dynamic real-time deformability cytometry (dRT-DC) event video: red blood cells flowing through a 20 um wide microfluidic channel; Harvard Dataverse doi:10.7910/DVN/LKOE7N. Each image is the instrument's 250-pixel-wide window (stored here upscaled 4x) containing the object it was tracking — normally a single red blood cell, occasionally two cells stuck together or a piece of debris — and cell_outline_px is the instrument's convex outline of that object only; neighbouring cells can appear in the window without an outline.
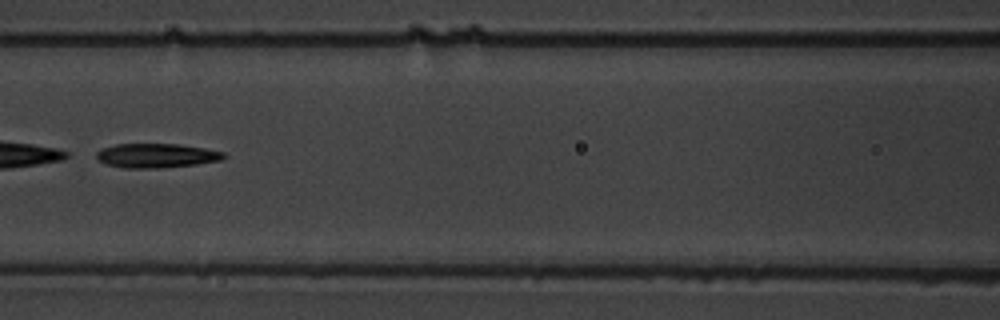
{"species": "common noctule bat (a hibernating species)", "species_latin": "Nyctalus noctula", "temperature_condition": "warm", "stored_images_in_passage": 7, "camera_frame_rate_fps": 3000, "um_per_image_px": 0.085, "animal": {"sex": "male", "body_mass_g": 19.5, "forearm_length_mm": 54.6}, "frame": {"image": 1, "passage_image": 5, "time_ms": 5.667, "image_size_px": [1000, 320], "cell_outline_px": [[228, 156], [220, 160], [196, 164], [156, 168], [124, 168], [108, 164], [100, 160], [96, 156], [96, 152], [100, 148], [116, 144], [176, 144], [204, 148], [224, 152]], "centroid_in_image_um": [13.29, 13.22], "position_along_channel_um": 153.3, "area_um2": 17.86}}
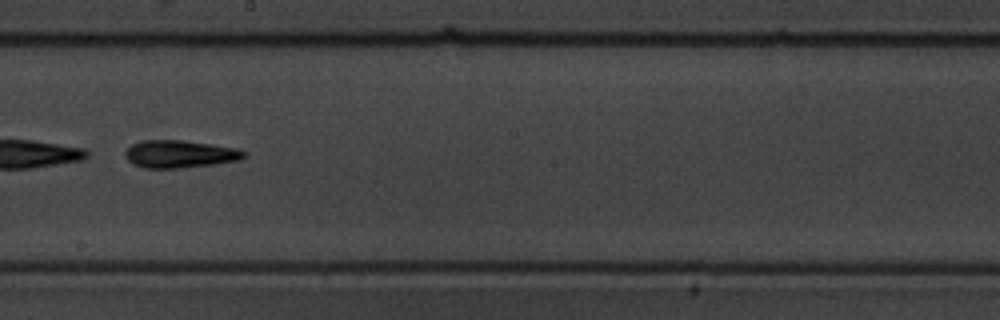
{"frame": {"image": 2, "passage_image": 7, "time_ms": 8.0, "image_size_px": [1000, 320], "cell_outline_px": [[248, 152], [240, 160], [216, 164], [176, 168], [144, 168], [132, 164], [124, 156], [124, 152], [132, 144], [144, 140], [184, 140], [236, 148]], "centroid_in_image_um": [15.27, 13.09], "position_along_channel_um": 232.9, "area_um2": 19.13}}